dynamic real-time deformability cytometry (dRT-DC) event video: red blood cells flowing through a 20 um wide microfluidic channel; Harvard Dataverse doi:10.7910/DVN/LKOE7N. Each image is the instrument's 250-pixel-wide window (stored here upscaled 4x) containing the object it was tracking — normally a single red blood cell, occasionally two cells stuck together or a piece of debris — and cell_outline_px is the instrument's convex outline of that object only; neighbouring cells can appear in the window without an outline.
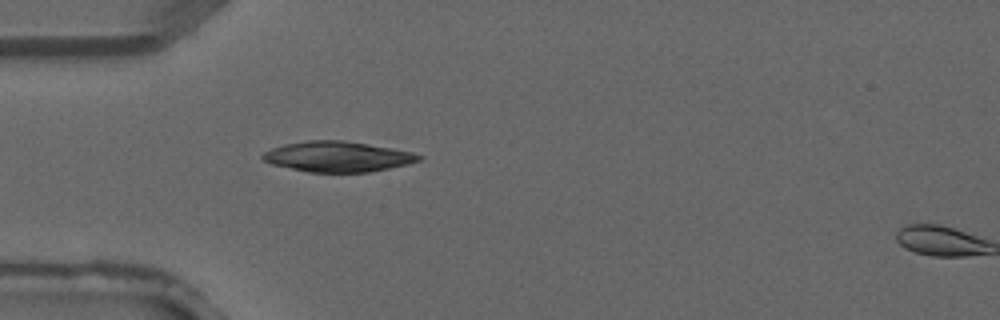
{"species": "common noctule bat (a hibernating species)", "species_latin": "Nyctalus noctula", "temperature_condition": "warm", "stored_images_in_passage": 3, "camera_frame_rate_fps": 3000, "um_per_image_px": 0.085, "animal": {"sex": "male", "forearm_length_mm": 52.5}, "frame": {"image": 1, "passage_image": 2, "time_ms": 0.333, "image_size_px": [1000, 320], "cell_outline_px": [[424, 156], [420, 160], [408, 164], [368, 172], [308, 172], [272, 164], [264, 160], [260, 156], [264, 152], [272, 148], [284, 144], [308, 140], [344, 140], [392, 148], [412, 152]], "centroid_in_image_um": [28.7, 13.3], "position_along_channel_um": 56.3, "area_um2": 27.57}}